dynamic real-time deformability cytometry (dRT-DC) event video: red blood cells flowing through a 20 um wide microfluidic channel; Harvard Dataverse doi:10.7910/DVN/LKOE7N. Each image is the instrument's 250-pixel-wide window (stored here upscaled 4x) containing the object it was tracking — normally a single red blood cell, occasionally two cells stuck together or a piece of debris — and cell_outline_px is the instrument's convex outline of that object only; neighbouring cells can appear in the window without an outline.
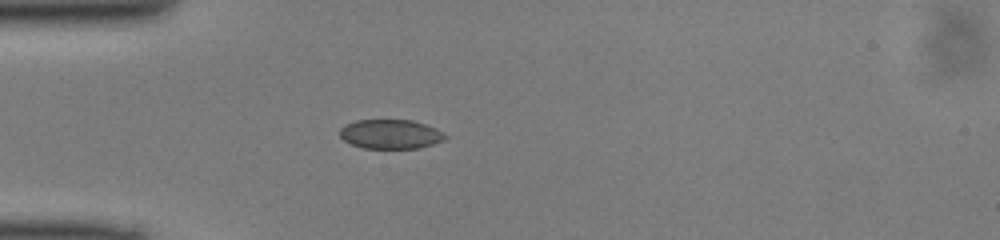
{"species": "common noctule bat (a hibernating species)", "species_latin": "Nyctalus noctula", "temperature_condition": "cold", "stored_images_in_passage": 36, "camera_frame_rate_fps": 3000, "um_per_image_px": 0.085, "animal": {"sex": "male", "body_mass_g": 13.0, "forearm_length_mm": 53.1}, "frame": {"image": 1, "passage_image": 1, "time_ms": 0.0, "image_size_px": [1000, 240], "cell_outline_px": [[448, 136], [444, 140], [432, 144], [416, 148], [364, 148], [352, 144], [344, 140], [340, 136], [340, 128], [344, 124], [356, 120], [412, 120], [436, 128]], "centroid_in_image_um": [33.18, 11.39], "position_along_channel_um": 51.8, "area_um2": 17.92}}
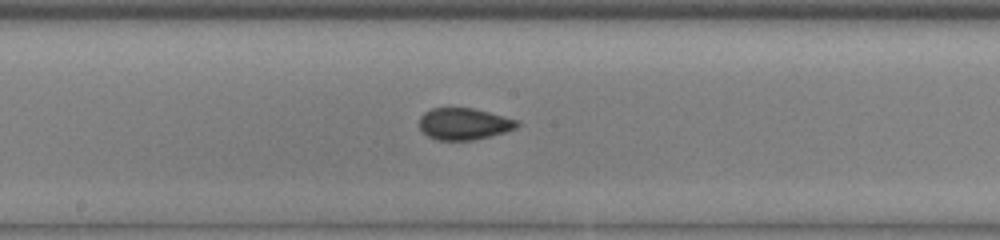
{"frame": {"image": 2, "passage_image": 13, "time_ms": 4.0, "image_size_px": [1000, 240], "cell_outline_px": [[520, 124], [516, 128], [492, 136], [472, 140], [436, 140], [428, 136], [420, 128], [420, 116], [424, 112], [432, 108], [472, 108], [520, 120]], "centroid_in_image_um": [39.46, 10.53], "position_along_channel_um": 208.7, "area_um2": 18.09}}
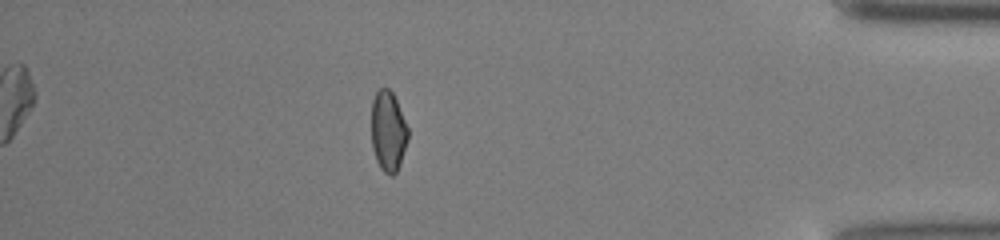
{"frame": {"image": 3, "passage_image": 30, "time_ms": 9.667, "image_size_px": [1000, 240], "cell_outline_px": [[408, 140], [400, 164], [396, 172], [392, 176], [388, 176], [380, 168], [376, 160], [372, 148], [372, 100], [376, 92], [380, 88], [388, 88], [392, 92], [396, 100], [408, 128]], "centroid_in_image_um": [32.99, 11.18], "position_along_channel_um": 402.2, "area_um2": 17.17}}